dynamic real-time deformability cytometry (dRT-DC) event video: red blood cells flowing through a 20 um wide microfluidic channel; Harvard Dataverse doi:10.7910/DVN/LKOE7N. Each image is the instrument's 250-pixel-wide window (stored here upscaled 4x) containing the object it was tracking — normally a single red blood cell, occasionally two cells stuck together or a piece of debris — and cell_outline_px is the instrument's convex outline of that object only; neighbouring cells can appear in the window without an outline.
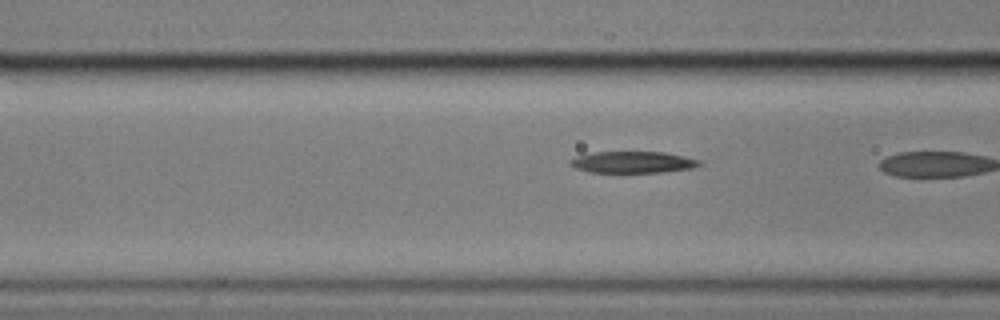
{"species": "common noctule bat (a hibernating species)", "species_latin": "Nyctalus noctula", "temperature_condition": "cold", "stored_images_in_passage": 21, "camera_frame_rate_fps": 3000, "um_per_image_px": 0.085, "animal": {"sex": "male", "body_mass_g": 17.9}, "frame": {"image": 1, "passage_image": 16, "time_ms": 5.0, "image_size_px": [1000, 320], "cell_outline_px": [[700, 164], [692, 168], [664, 172], [588, 172], [576, 168], [568, 164], [568, 160], [576, 156], [596, 152], [664, 152], [700, 160]], "centroid_in_image_um": [53.73, 13.78], "position_along_channel_um": 112.9, "area_um2": 16.13}}